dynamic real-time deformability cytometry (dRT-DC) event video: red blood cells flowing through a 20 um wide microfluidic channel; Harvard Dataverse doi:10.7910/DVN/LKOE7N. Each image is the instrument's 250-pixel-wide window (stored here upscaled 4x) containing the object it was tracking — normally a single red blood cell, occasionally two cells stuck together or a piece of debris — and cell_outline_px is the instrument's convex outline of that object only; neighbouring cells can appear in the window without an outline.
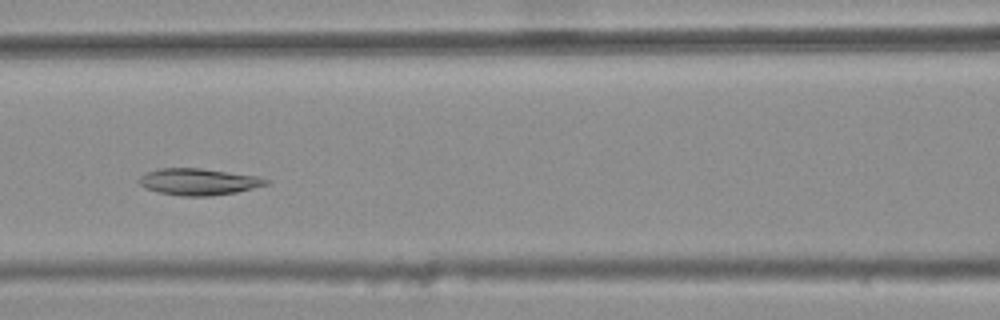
{"species": "common noctule bat (a hibernating species)", "species_latin": "Nyctalus noctula", "temperature_condition": "warm", "stored_images_in_passage": 43, "camera_frame_rate_fps": 3000, "um_per_image_px": 0.085, "animal": {"sex": "female", "body_mass_g": 25.1}, "frame": {"image": 1, "passage_image": 21, "time_ms": 6.667, "image_size_px": [1000, 320], "cell_outline_px": [[272, 180], [268, 184], [236, 192], [212, 196], [180, 196], [160, 192], [144, 188], [140, 184], [140, 176], [148, 172], [160, 168], [200, 168], [256, 176]], "centroid_in_image_um": [16.89, 15.45], "position_along_channel_um": 149.7, "area_um2": 19.54}}
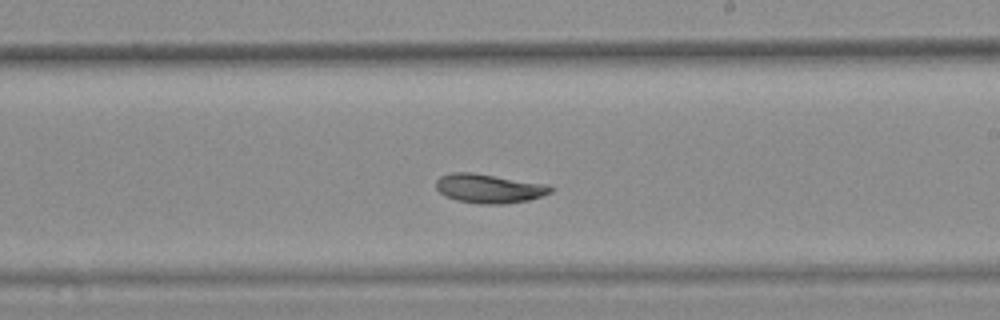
{"frame": {"image": 2, "passage_image": 29, "time_ms": 9.333, "image_size_px": [1000, 320], "cell_outline_px": [[556, 188], [552, 192], [528, 200], [504, 204], [480, 204], [456, 200], [444, 196], [436, 188], [436, 180], [440, 176], [452, 172], [472, 172], [548, 184]], "centroid_in_image_um": [41.57, 16.02], "position_along_channel_um": 247.4, "area_um2": 19.59}}
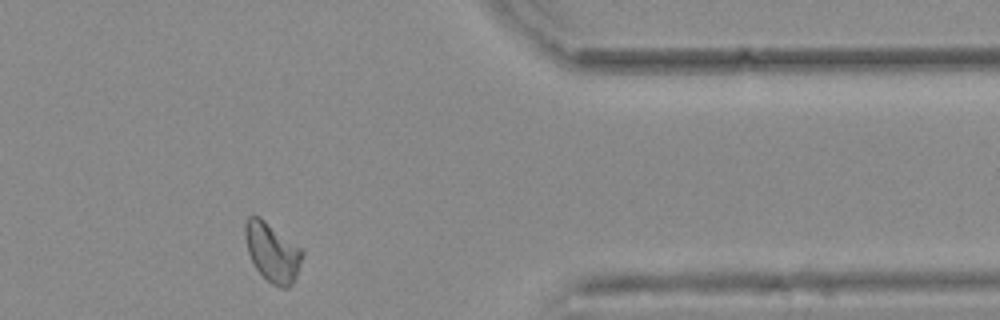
{"frame": {"image": 3, "passage_image": 42, "time_ms": 13.667, "image_size_px": [1000, 320], "cell_outline_px": [[304, 252], [296, 276], [292, 284], [288, 288], [280, 288], [272, 284], [256, 268], [248, 252], [244, 236], [244, 224], [248, 216], [260, 216], [304, 248]], "centroid_in_image_um": [23.17, 21.4], "position_along_channel_um": 388.2, "area_um2": 19.94}}